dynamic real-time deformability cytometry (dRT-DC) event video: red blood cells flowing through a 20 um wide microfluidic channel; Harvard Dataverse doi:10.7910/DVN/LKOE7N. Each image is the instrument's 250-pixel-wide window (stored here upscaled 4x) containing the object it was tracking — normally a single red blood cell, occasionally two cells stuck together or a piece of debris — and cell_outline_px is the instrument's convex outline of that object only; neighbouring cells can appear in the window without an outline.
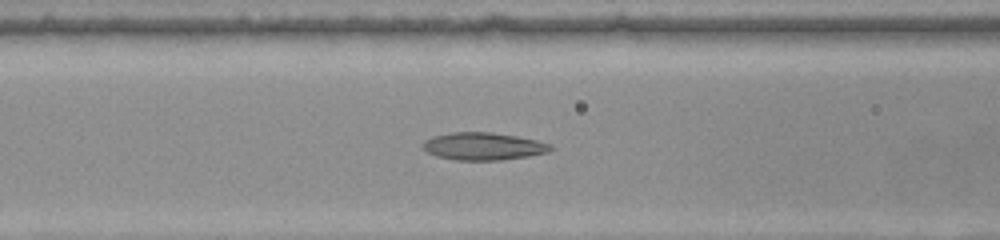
{"species": "common noctule bat (a hibernating species)", "species_latin": "Nyctalus noctula", "temperature_condition": "warm", "stored_images_in_passage": 37, "camera_frame_rate_fps": 3000, "um_per_image_px": 0.085, "animal": {"sex": "female", "body_mass_g": 22.0, "forearm_length_mm": 56.7}, "frame": {"image": 1, "passage_image": 9, "time_ms": 2.667, "image_size_px": [1000, 240], "cell_outline_px": [[552, 148], [548, 152], [528, 156], [500, 160], [456, 160], [436, 156], [428, 152], [424, 148], [424, 140], [432, 136], [452, 132], [492, 132], [516, 136], [536, 140], [552, 144]], "centroid_in_image_um": [41.08, 12.43], "position_along_channel_um": 125.5, "area_um2": 20.4}}
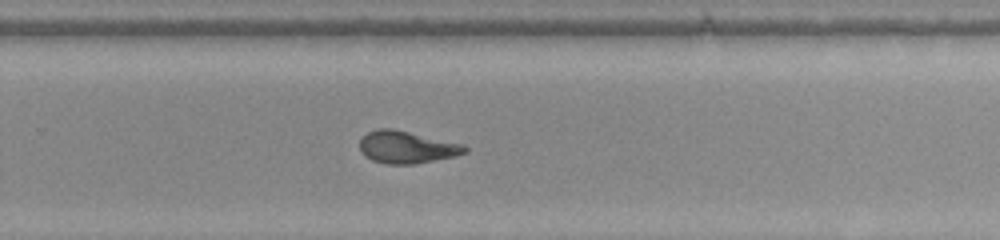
{"frame": {"image": 2, "passage_image": 21, "time_ms": 6.667, "image_size_px": [1000, 240], "cell_outline_px": [[468, 152], [452, 156], [416, 164], [384, 164], [372, 160], [364, 156], [360, 152], [360, 140], [368, 132], [380, 128], [392, 128], [464, 144], [468, 148]], "centroid_in_image_um": [34.56, 12.51], "position_along_channel_um": 295.2, "area_um2": 19.77}}
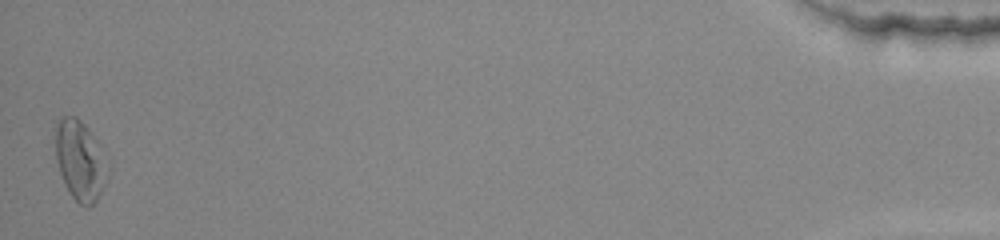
{"frame": {"image": 3, "passage_image": 37, "time_ms": 12.0, "image_size_px": [1000, 240], "cell_outline_px": [[100, 192], [96, 200], [88, 208], [80, 204], [68, 192], [64, 184], [60, 172], [56, 156], [56, 124], [64, 116], [76, 116], [84, 124], [96, 140], [100, 188]], "centroid_in_image_um": [6.62, 13.61], "position_along_channel_um": 428.6, "area_um2": 21.73}}